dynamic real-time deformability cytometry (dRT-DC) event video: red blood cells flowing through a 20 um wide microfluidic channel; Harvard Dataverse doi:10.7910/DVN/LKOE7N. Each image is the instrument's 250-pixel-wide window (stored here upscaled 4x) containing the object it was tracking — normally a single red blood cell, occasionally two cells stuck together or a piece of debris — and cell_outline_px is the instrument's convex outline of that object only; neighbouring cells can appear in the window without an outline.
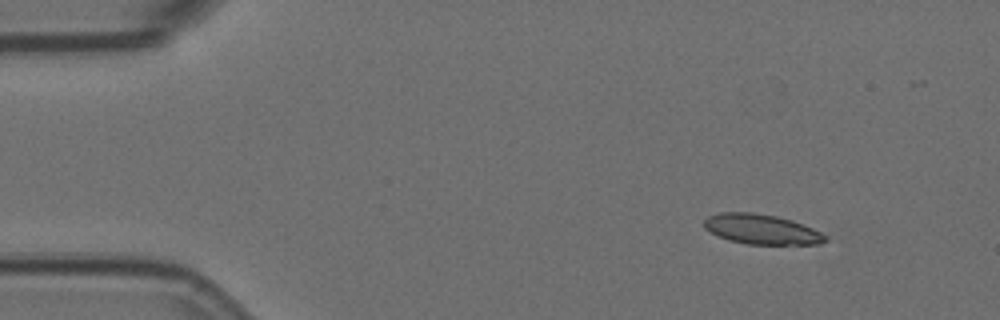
{"species": "Egyptian fruit bat (a non-hibernating species)", "species_latin": "Rousettus aegyptiacus", "temperature_condition": "room temperature", "stored_images_in_passage": 5, "camera_frame_rate_fps": 3000, "um_per_image_px": 0.085, "animal": {"sex": "female"}, "frame": {"image": 1, "passage_image": 2, "time_ms": 0.333, "image_size_px": [1000, 320], "cell_outline_px": [[828, 240], [820, 244], [748, 244], [728, 240], [704, 228], [704, 220], [708, 216], [720, 212], [752, 212], [776, 216], [792, 220], [812, 228], [828, 236]], "centroid_in_image_um": [64.74, 19.48], "position_along_channel_um": 20.3, "area_um2": 21.1}}